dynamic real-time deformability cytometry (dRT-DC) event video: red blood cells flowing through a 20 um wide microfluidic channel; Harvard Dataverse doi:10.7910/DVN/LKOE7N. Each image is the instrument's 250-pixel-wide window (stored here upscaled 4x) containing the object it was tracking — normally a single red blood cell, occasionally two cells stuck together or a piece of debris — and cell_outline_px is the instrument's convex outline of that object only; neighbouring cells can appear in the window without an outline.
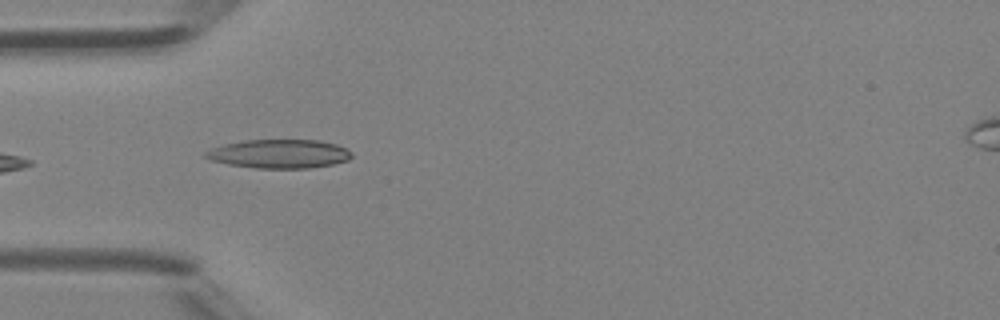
{"species": "Egyptian fruit bat (a non-hibernating species)", "species_latin": "Rousettus aegyptiacus", "temperature_condition": "room temperature", "stored_images_in_passage": 6, "camera_frame_rate_fps": 3000, "um_per_image_px": 0.085, "animal": {"sex": "female"}, "frame": {"image": 1, "passage_image": 3, "time_ms": 0.667, "image_size_px": [1000, 320], "cell_outline_px": [[352, 156], [348, 160], [332, 164], [308, 168], [256, 168], [228, 164], [212, 160], [204, 156], [204, 152], [212, 148], [224, 144], [244, 140], [316, 140], [336, 144], [352, 152]], "centroid_in_image_um": [23.72, 13.07], "position_along_channel_um": 61.3, "area_um2": 24.33}}